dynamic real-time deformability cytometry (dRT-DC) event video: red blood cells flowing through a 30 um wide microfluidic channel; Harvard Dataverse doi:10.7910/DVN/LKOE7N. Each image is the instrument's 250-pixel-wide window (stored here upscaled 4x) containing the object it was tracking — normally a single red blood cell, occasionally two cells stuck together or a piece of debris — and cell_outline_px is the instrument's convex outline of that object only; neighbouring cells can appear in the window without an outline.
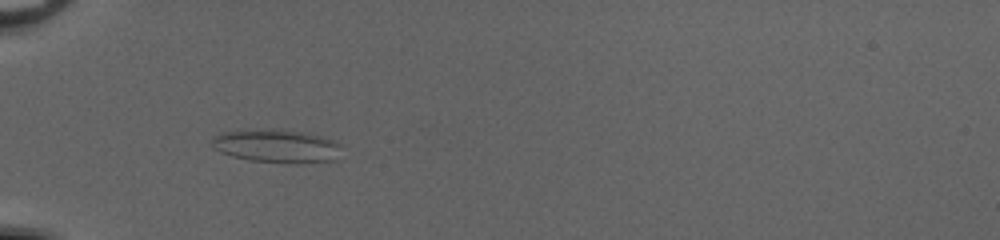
{"species": "common noctule bat (a hibernating species)", "species_latin": "Nyctalus noctula", "temperature_condition": "cold", "stored_images_in_passage": 53, "camera_frame_rate_fps": 3000, "um_per_image_px": 0.085, "animal": {"sex": "female", "body_mass_g": 20.0, "forearm_length_mm": 54.0}, "frame": {"image": 1, "passage_image": 20, "time_ms": 6.333, "image_size_px": [1000, 240], "cell_outline_px": [[340, 144], [336, 160], [296, 164], [292, 164], [248, 160], [232, 156], [220, 152], [212, 148], [212, 136], [220, 132], [272, 128], [280, 128], [304, 132], [320, 136], [332, 140]], "centroid_in_image_um": [23.47, 12.41], "position_along_channel_um": 61.5, "area_um2": 25.55}}
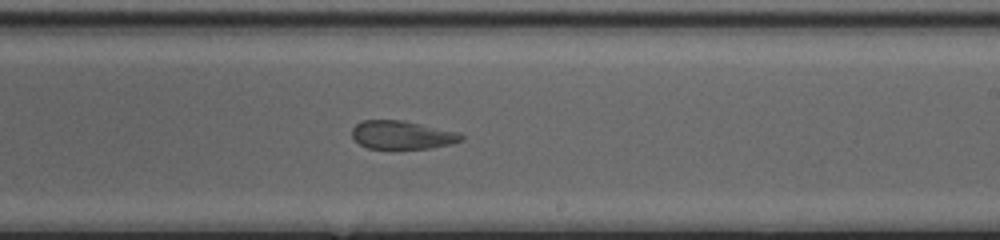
{"frame": {"image": 2, "passage_image": 35, "time_ms": 11.333, "image_size_px": [1000, 240], "cell_outline_px": [[464, 140], [432, 148], [368, 148], [360, 144], [352, 136], [352, 128], [360, 120], [404, 120], [460, 132], [464, 136]], "centroid_in_image_um": [34.2, 11.45], "position_along_channel_um": 254.8, "area_um2": 18.09}}
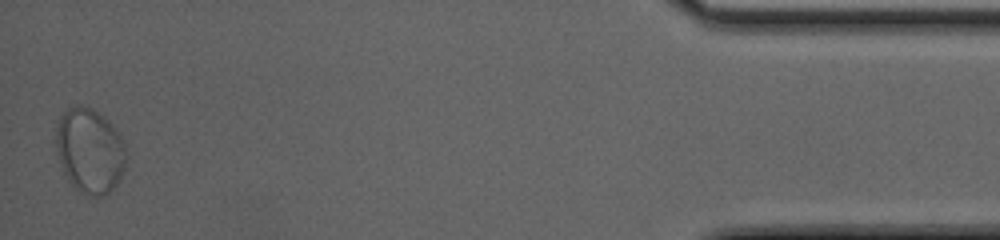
{"frame": {"image": 3, "passage_image": 53, "time_ms": 17.333, "image_size_px": [1000, 240], "cell_outline_px": [[128, 156], [124, 168], [116, 184], [104, 196], [88, 196], [80, 192], [68, 180], [64, 172], [60, 160], [56, 144], [56, 128], [60, 116], [72, 104], [80, 104], [92, 108], [104, 116], [116, 128], [124, 144]], "centroid_in_image_um": [7.64, 12.78], "position_along_channel_um": 427.6, "area_um2": 34.85}}